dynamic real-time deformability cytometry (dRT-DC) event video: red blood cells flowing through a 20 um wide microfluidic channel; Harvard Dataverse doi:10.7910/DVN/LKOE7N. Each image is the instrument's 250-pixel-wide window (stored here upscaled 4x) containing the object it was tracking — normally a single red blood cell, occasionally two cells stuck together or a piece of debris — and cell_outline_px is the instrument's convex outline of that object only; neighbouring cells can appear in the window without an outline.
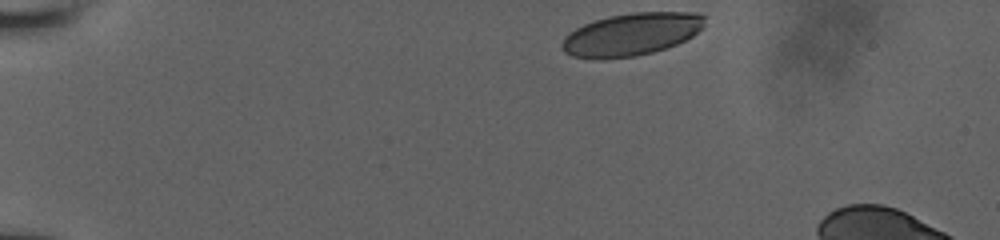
{"species": "human", "species_latin": "Homo sapiens", "temperature_condition": "room temperature", "stored_images_in_passage": 12, "camera_frame_rate_fps": 3000, "um_per_image_px": 0.085, "donor": {"sex": "male"}, "frame": {"image": 1, "passage_image": 1, "time_ms": 0.0, "image_size_px": [1000, 240], "cell_outline_px": [[704, 24], [692, 36], [676, 44], [652, 52], [636, 56], [604, 60], [592, 60], [572, 56], [564, 52], [560, 48], [560, 44], [564, 36], [568, 32], [584, 24], [608, 16], [632, 12], [696, 12], [704, 16]], "centroid_in_image_um": [53.58, 2.93], "position_along_channel_um": 31.4, "area_um2": 35.72}}
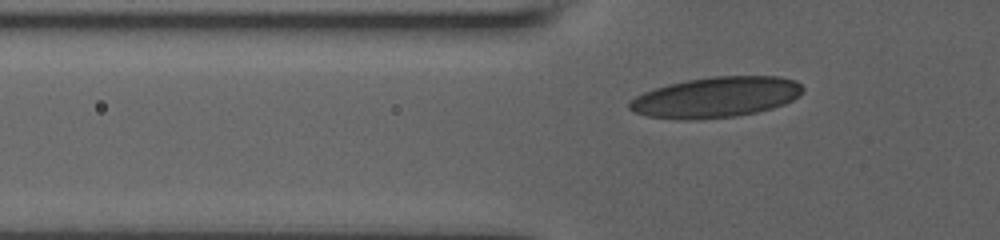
{"frame": {"image": 2, "passage_image": 9, "time_ms": 3.0, "image_size_px": [1000, 240], "cell_outline_px": [[804, 92], [800, 96], [784, 104], [772, 108], [756, 112], [736, 116], [688, 120], [676, 120], [648, 116], [632, 112], [628, 108], [628, 104], [636, 96], [644, 92], [668, 84], [688, 80], [712, 76], [780, 76], [796, 80], [804, 88]], "centroid_in_image_um": [60.87, 8.26], "position_along_channel_um": 64.9, "area_um2": 41.15}}
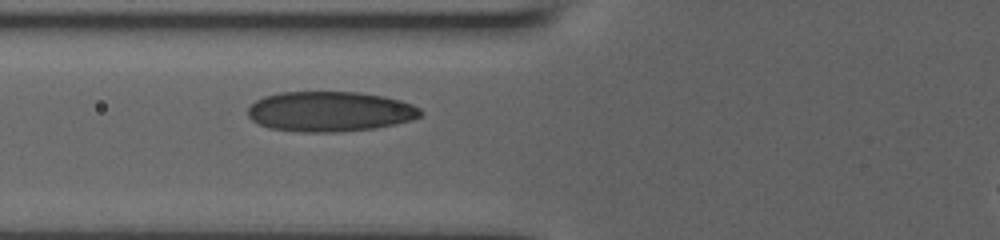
{"frame": {"image": 3, "passage_image": 12, "time_ms": 4.0, "image_size_px": [1000, 240], "cell_outline_px": [[424, 112], [420, 116], [412, 120], [396, 124], [372, 128], [340, 132], [300, 132], [268, 128], [252, 120], [248, 116], [248, 108], [256, 100], [264, 96], [280, 92], [360, 92], [384, 96], [400, 100], [412, 104], [420, 108]], "centroid_in_image_um": [28.05, 9.48], "position_along_channel_um": 97.7, "area_um2": 40.58}}